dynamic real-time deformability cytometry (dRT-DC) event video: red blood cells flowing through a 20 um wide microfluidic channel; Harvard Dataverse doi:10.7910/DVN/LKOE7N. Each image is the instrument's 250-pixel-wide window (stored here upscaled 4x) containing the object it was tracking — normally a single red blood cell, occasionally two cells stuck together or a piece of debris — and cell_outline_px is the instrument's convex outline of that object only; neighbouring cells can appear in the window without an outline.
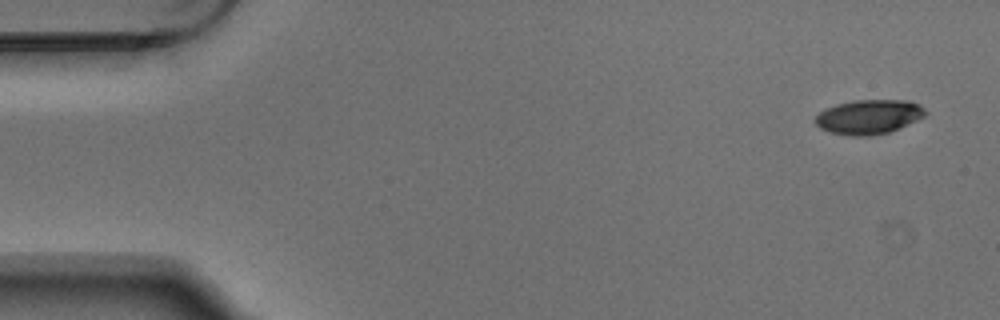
{"species": "Egyptian fruit bat (a non-hibernating species)", "species_latin": "Rousettus aegyptiacus", "temperature_condition": "warm", "stored_images_in_passage": 3, "camera_frame_rate_fps": 3000, "um_per_image_px": 0.085, "animal": {"sex": "male"}, "frame": {"image": 1, "passage_image": 1, "time_ms": 0.0, "image_size_px": [1000, 320], "cell_outline_px": [[928, 112], [924, 116], [916, 120], [888, 132], [868, 136], [852, 136], [832, 132], [820, 128], [812, 120], [824, 108], [836, 104], [852, 100], [908, 100], [920, 104]], "centroid_in_image_um": [73.82, 9.91], "position_along_channel_um": 11.2, "area_um2": 22.08}}